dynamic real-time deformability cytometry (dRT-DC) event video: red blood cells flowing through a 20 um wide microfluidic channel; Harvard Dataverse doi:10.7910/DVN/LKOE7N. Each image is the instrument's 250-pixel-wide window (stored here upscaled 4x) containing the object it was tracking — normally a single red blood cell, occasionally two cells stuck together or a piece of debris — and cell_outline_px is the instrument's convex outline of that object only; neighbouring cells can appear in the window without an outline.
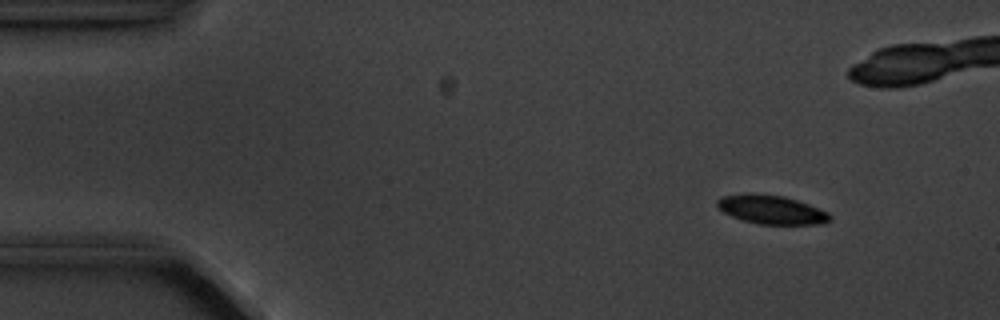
{"species": "common noctule bat (a hibernating species)", "species_latin": "Nyctalus noctula", "temperature_condition": "cold", "stored_images_in_passage": 5, "camera_frame_rate_fps": 3000, "um_per_image_px": 0.085, "animal": {"sex": "male", "body_mass_g": 20.1, "forearm_length_mm": 53.5}, "frame": {"image": 1, "passage_image": 1, "time_ms": 0.0, "image_size_px": [1000, 320], "cell_outline_px": [[832, 220], [824, 224], [760, 224], [744, 220], [732, 216], [716, 208], [716, 200], [720, 196], [744, 192], [756, 192], [784, 196], [808, 204], [828, 212], [832, 216]], "centroid_in_image_um": [65.53, 17.79], "position_along_channel_um": 19.5, "area_um2": 19.31}}